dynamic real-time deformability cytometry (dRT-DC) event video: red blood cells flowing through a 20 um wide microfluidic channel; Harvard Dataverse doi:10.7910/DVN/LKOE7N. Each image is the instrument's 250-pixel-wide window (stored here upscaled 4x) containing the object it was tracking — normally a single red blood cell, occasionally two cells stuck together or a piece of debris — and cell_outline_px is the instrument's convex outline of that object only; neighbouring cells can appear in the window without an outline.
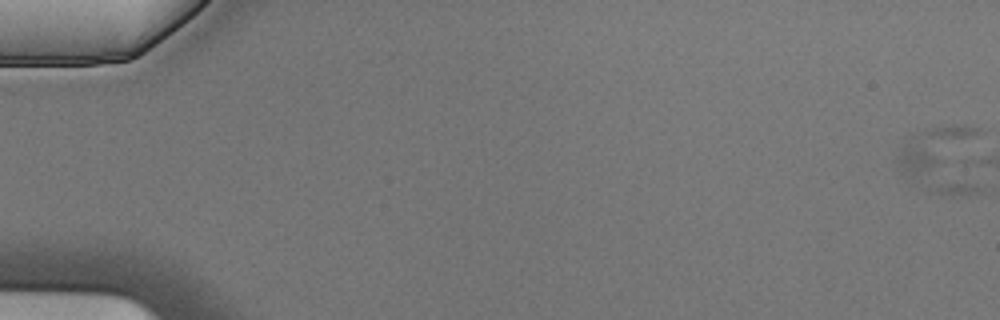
{"species": "Egyptian fruit bat (a non-hibernating species)", "species_latin": "Rousettus aegyptiacus", "temperature_condition": "cold", "stored_images_in_passage": 6, "camera_frame_rate_fps": 3000, "um_per_image_px": 0.085, "animal": {"sex": "male"}, "frame": {"image": 1, "passage_image": 1, "time_ms": 0.0, "image_size_px": [1000, 320], "cell_outline_px": [[980, 132], [940, 160], [928, 168], [912, 176], [908, 176], [900, 168], [900, 156], [912, 132], [956, 124], [964, 124], [980, 128]], "centroid_in_image_um": [79.34, 12.43], "position_along_channel_um": 5.7, "area_um2": 16.42}}